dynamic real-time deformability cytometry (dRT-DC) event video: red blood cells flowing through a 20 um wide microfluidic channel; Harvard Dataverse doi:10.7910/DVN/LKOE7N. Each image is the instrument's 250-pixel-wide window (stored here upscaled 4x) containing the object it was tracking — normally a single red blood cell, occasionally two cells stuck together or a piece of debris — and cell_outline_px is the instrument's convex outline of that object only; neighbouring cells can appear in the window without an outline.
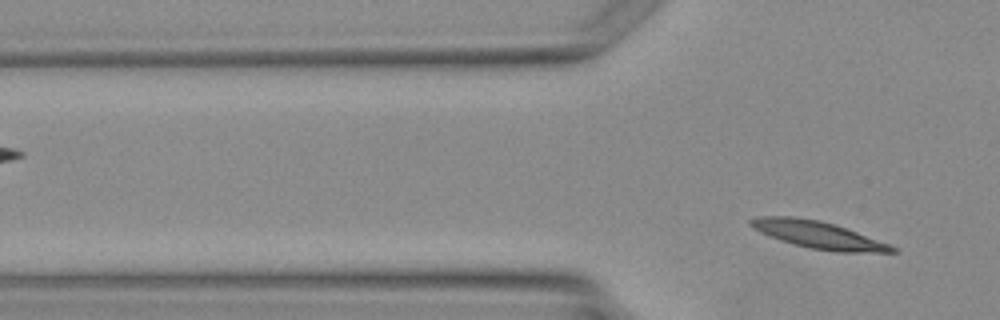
{"species": "Egyptian fruit bat (a non-hibernating species)", "species_latin": "Rousettus aegyptiacus", "temperature_condition": "warm", "stored_images_in_passage": 2, "camera_frame_rate_fps": 3000, "um_per_image_px": 0.085, "animal": {"sex": "female"}, "frame": {"image": 1, "passage_image": 2, "time_ms": 1.333, "image_size_px": [1000, 320], "cell_outline_px": [[900, 252], [832, 252], [792, 244], [780, 240], [760, 232], [752, 228], [748, 224], [748, 220], [756, 216], [792, 216], [816, 220], [832, 224], [856, 232], [888, 244], [896, 248]], "centroid_in_image_um": [69.47, 19.96], "position_along_channel_um": 56.3, "area_um2": 22.14}}